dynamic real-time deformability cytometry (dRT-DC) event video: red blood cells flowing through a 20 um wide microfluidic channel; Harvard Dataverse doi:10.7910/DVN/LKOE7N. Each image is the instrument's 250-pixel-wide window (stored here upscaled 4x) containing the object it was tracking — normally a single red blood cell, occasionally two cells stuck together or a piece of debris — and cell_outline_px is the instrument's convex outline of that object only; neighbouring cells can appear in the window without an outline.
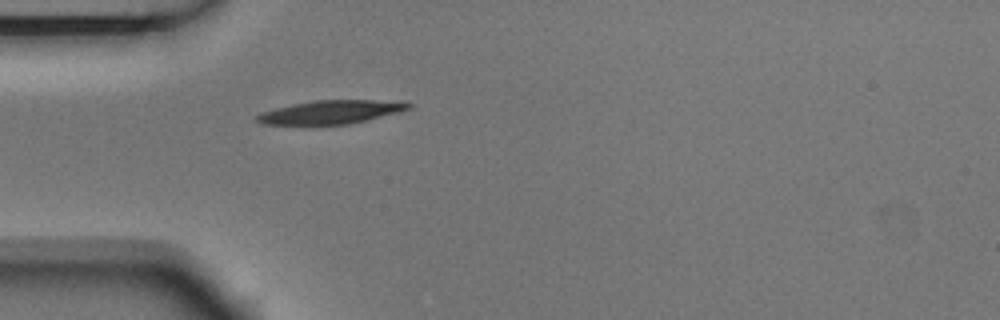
{"species": "Egyptian fruit bat (a non-hibernating species)", "species_latin": "Rousettus aegyptiacus", "temperature_condition": "room temperature", "stored_images_in_passage": 1, "camera_frame_rate_fps": 3000, "um_per_image_px": 0.085, "animal": {"sex": "male"}, "frame": {"image": 1, "passage_image": 1, "time_ms": 0.0, "image_size_px": [1000, 320], "cell_outline_px": [[412, 108], [400, 112], [348, 124], [312, 128], [260, 124], [256, 120], [256, 116], [260, 112], [292, 104], [316, 100], [408, 100], [412, 104]], "centroid_in_image_um": [28.09, 9.57], "position_along_channel_um": 56.9, "area_um2": 22.14}}